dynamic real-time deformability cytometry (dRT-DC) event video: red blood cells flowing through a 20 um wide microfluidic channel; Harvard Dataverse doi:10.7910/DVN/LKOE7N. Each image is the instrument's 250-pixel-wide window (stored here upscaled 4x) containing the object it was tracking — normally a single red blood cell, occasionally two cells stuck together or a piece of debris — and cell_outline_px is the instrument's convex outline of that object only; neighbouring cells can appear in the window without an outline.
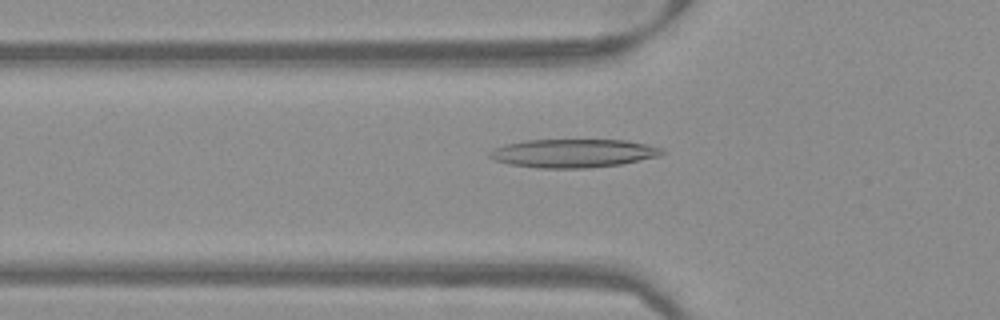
{"species": "Egyptian fruit bat (a non-hibernating species)", "species_latin": "Rousettus aegyptiacus", "temperature_condition": "warm", "stored_images_in_passage": 50, "camera_frame_rate_fps": 3000, "um_per_image_px": 0.085, "frame": {"image": 1, "passage_image": 17, "time_ms": 5.333, "image_size_px": [1000, 320], "cell_outline_px": [[664, 152], [660, 156], [620, 164], [588, 168], [536, 168], [508, 164], [496, 160], [488, 156], [488, 152], [496, 148], [508, 144], [524, 140], [628, 140], [648, 144], [664, 148]], "centroid_in_image_um": [48.76, 13.02], "position_along_channel_um": 77.0, "area_um2": 28.61}}
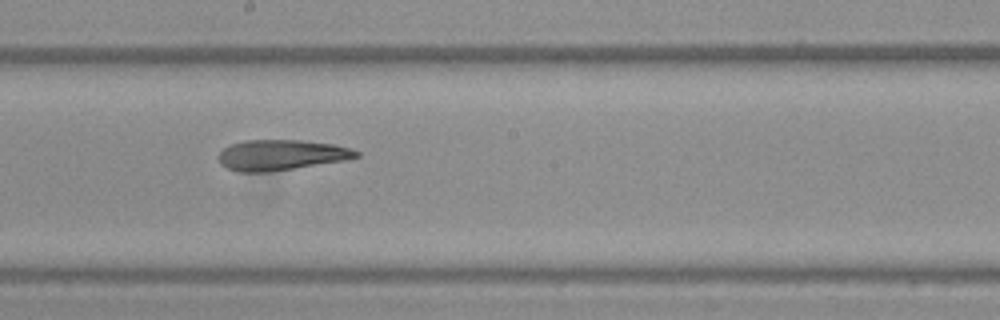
{"frame": {"image": 2, "passage_image": 28, "time_ms": 9.0, "image_size_px": [1000, 320], "cell_outline_px": [[360, 156], [344, 160], [268, 172], [236, 172], [220, 164], [220, 152], [224, 148], [232, 144], [244, 140], [300, 140], [336, 144], [352, 148], [360, 152]], "centroid_in_image_um": [23.92, 13.17], "position_along_channel_um": 224.3, "area_um2": 24.39}}
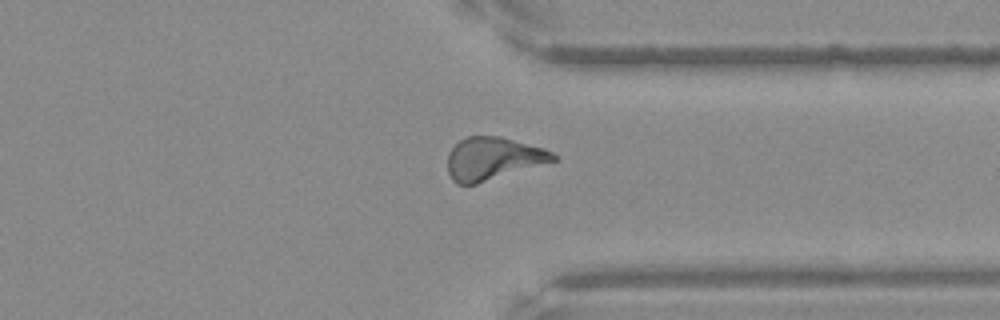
{"frame": {"image": 3, "passage_image": 39, "time_ms": 12.667, "image_size_px": [1000, 320], "cell_outline_px": [[556, 160], [476, 184], [456, 184], [452, 180], [448, 172], [448, 152], [460, 140], [468, 136], [500, 136], [544, 148], [552, 152], [556, 156]], "centroid_in_image_um": [41.87, 13.47], "position_along_channel_um": 369.5, "area_um2": 26.01}}